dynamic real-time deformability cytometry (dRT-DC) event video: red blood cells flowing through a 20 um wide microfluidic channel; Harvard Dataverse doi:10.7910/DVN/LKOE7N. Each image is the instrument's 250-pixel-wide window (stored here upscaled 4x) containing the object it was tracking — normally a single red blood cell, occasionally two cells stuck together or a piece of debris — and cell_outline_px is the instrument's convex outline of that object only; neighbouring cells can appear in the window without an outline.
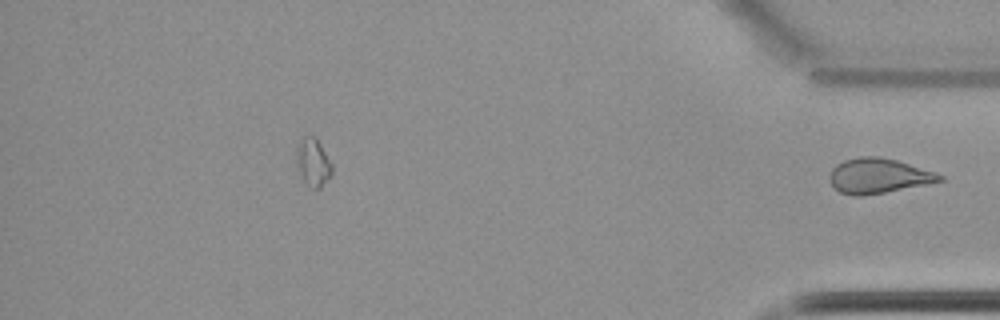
{"species": "common noctule bat (a hibernating species)", "species_latin": "Nyctalus noctula", "temperature_condition": "cold", "stored_images_in_passage": 56, "segment_of_instrument_passage": [2, 2], "camera_frame_rate_fps": 3000, "um_per_image_px": 0.085, "animal": {"sex": "female", "body_mass_g": 22.7, "forearm_length_mm": 54.2}, "frame": {"image": 1, "passage_image": 56, "time_ms": 18.333, "image_size_px": [1000, 320], "cell_outline_px": [[944, 180], [884, 192], [860, 196], [852, 196], [840, 192], [828, 180], [828, 176], [832, 168], [836, 164], [844, 160], [860, 156], [876, 156], [896, 160], [936, 172], [944, 176]], "centroid_in_image_um": [74.62, 14.94], "position_along_channel_um": 360.6, "area_um2": 22.25}}